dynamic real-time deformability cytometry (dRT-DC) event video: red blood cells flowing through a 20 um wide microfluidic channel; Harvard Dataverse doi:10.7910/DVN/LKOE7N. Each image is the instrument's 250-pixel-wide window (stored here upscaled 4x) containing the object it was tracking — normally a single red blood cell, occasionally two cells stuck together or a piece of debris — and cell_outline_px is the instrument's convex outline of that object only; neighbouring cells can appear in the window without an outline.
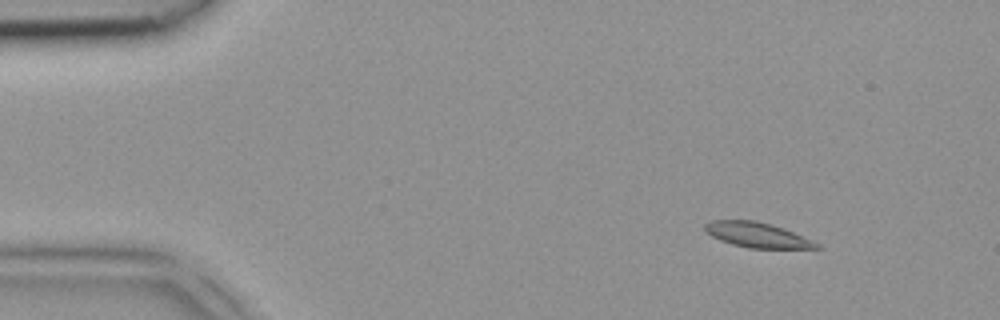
{"species": "common noctule bat (a hibernating species)", "species_latin": "Nyctalus noctula", "temperature_condition": "room temperature", "stored_images_in_passage": 2, "camera_frame_rate_fps": 3000, "um_per_image_px": 0.085, "animal": {"sex": "female", "body_mass_g": 18.4}, "frame": {"image": 1, "passage_image": 1, "time_ms": 0.0, "image_size_px": [1000, 320], "cell_outline_px": [[820, 248], [748, 248], [732, 244], [720, 240], [712, 236], [704, 228], [704, 224], [712, 220], [756, 220], [772, 224], [784, 228], [820, 244]], "centroid_in_image_um": [64.35, 19.96], "position_along_channel_um": 20.7, "area_um2": 16.18}}